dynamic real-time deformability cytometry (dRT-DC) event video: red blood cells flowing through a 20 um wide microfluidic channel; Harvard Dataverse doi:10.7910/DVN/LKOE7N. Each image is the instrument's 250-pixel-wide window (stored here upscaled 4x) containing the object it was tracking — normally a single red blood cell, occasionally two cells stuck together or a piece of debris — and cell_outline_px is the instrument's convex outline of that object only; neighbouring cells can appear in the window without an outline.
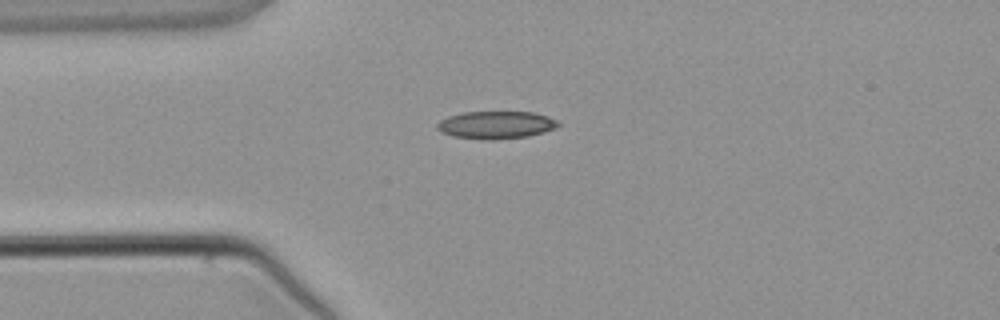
{"species": "common noctule bat (a hibernating species)", "species_latin": "Nyctalus noctula", "temperature_condition": "warm", "stored_images_in_passage": 1, "camera_frame_rate_fps": 3000, "um_per_image_px": 0.085, "animal": {"sex": "male", "body_mass_g": 21.5, "forearm_length_mm": 52.0}, "frame": {"image": 1, "passage_image": 1, "time_ms": 0.0, "image_size_px": [1000, 320], "cell_outline_px": [[560, 124], [556, 128], [544, 132], [528, 136], [492, 140], [452, 136], [440, 132], [436, 128], [436, 124], [440, 120], [448, 116], [464, 112], [532, 112], [548, 116], [556, 120]], "centroid_in_image_um": [42.14, 10.62], "position_along_channel_um": 42.9, "area_um2": 19.48}}